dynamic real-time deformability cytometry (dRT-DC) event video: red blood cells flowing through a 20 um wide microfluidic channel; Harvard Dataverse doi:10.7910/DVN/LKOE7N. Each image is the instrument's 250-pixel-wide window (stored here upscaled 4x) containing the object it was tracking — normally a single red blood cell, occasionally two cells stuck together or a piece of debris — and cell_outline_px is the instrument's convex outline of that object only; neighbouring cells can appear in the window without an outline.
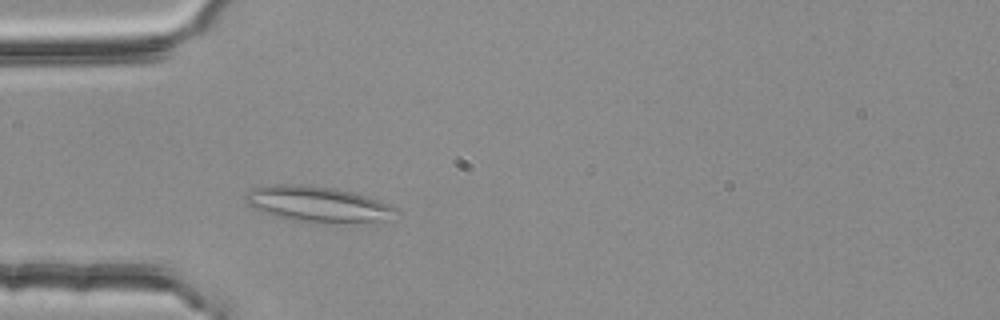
{"species": "common noctule bat (a hibernating species)", "species_latin": "Nyctalus noctula", "temperature_condition": "room temperature", "stored_images_in_passage": 42, "camera_frame_rate_fps": 3000, "um_per_image_px": 0.085, "animal": {"sex": "female", "body_mass_g": 25.1}, "frame": {"image": 1, "passage_image": 10, "time_ms": 3.0, "image_size_px": [1000, 320], "cell_outline_px": [[400, 212], [380, 220], [336, 224], [308, 224], [272, 216], [260, 212], [248, 204], [244, 200], [244, 196], [252, 188], [264, 184], [300, 184], [332, 188], [352, 192], [368, 196], [380, 200], [396, 208]], "centroid_in_image_um": [26.93, 17.37], "position_along_channel_um": 58.1, "area_um2": 31.96}}
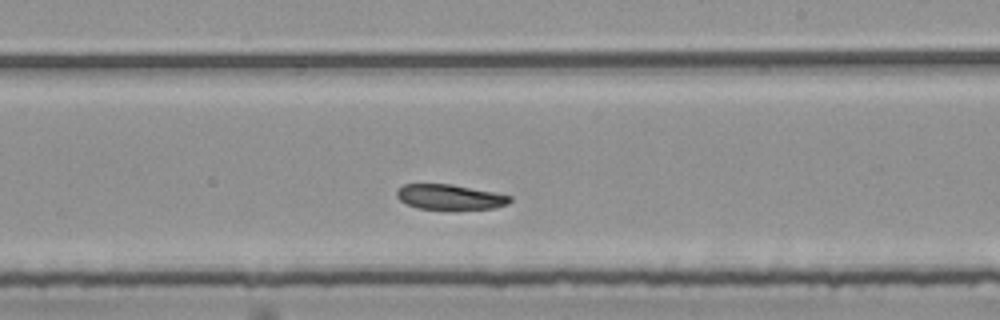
{"frame": {"image": 2, "passage_image": 26, "time_ms": 8.333, "image_size_px": [1000, 320], "cell_outline_px": [[512, 200], [508, 204], [496, 208], [416, 208], [400, 200], [396, 196], [396, 188], [404, 184], [452, 184], [512, 196]], "centroid_in_image_um": [38.21, 16.72], "position_along_channel_um": 250.8, "area_um2": 16.3}}
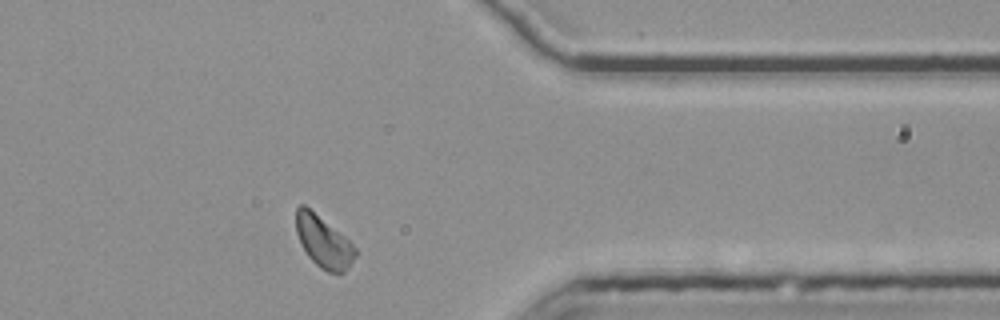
{"frame": {"image": 3, "passage_image": 38, "time_ms": 12.333, "image_size_px": [1000, 320], "cell_outline_px": [[356, 256], [348, 268], [344, 272], [328, 272], [320, 268], [308, 256], [300, 244], [296, 232], [296, 208], [300, 204], [304, 204], [344, 236], [356, 248]], "centroid_in_image_um": [27.47, 20.55], "position_along_channel_um": 383.9, "area_um2": 17.63}}